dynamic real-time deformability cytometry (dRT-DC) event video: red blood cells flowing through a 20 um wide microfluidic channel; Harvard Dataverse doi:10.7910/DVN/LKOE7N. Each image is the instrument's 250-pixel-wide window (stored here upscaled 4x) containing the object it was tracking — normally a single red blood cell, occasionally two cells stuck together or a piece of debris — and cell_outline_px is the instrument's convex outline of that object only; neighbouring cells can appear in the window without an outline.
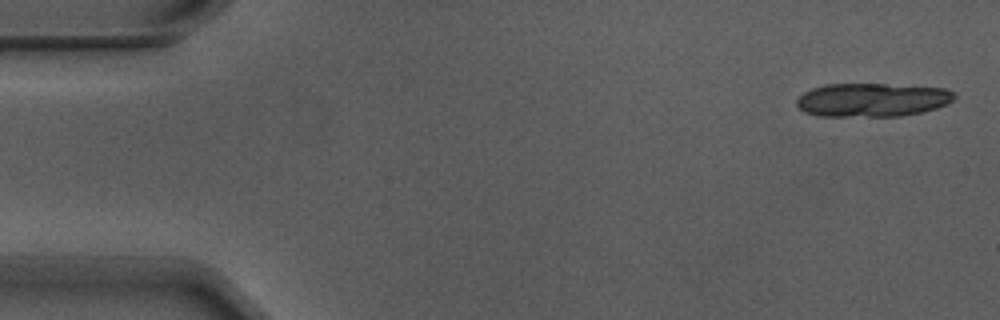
{"species": "Egyptian fruit bat (a non-hibernating species)", "species_latin": "Rousettus aegyptiacus", "temperature_condition": "warm", "stored_images_in_passage": 6, "segment_of_instrument_passage": [1, 2], "camera_frame_rate_fps": 3000, "um_per_image_px": 0.085, "animal": {"sex": "male"}, "frame": {"image": 1, "passage_image": 1, "time_ms": 0.0, "image_size_px": [1000, 320], "cell_outline_px": [[956, 96], [948, 104], [936, 108], [920, 112], [900, 116], [816, 116], [804, 112], [796, 104], [796, 100], [804, 92], [812, 88], [828, 84], [884, 84], [944, 88], [952, 92]], "centroid_in_image_um": [74.11, 8.49], "position_along_channel_um": 10.9, "area_um2": 30.81}}